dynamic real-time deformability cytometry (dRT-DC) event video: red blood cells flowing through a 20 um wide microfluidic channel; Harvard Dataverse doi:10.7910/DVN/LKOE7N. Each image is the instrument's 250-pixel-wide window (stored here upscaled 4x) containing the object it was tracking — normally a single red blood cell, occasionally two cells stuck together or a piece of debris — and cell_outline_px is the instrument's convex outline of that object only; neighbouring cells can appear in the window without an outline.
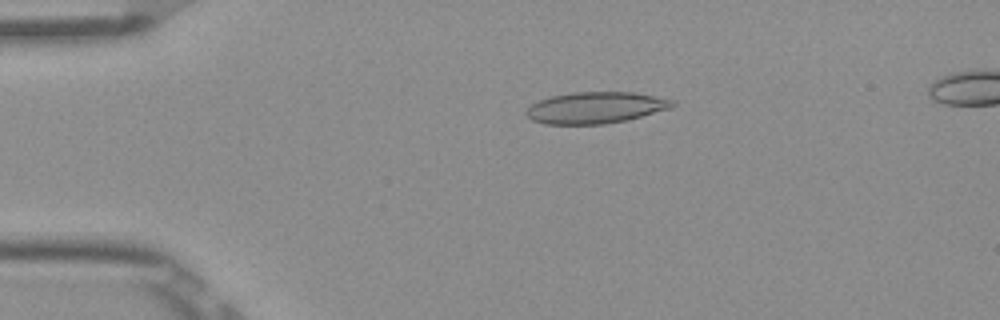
{"species": "Egyptian fruit bat (a non-hibernating species)", "species_latin": "Rousettus aegyptiacus", "temperature_condition": "room temperature", "stored_images_in_passage": 53, "segment_of_instrument_passage": [1, 2], "camera_frame_rate_fps": 3000, "um_per_image_px": 0.085, "frame": {"image": 1, "passage_image": 11, "time_ms": 3.333, "image_size_px": [1000, 320], "cell_outline_px": [[676, 104], [672, 108], [628, 120], [604, 124], [544, 124], [532, 120], [524, 112], [532, 104], [540, 100], [552, 96], [572, 92], [632, 92], [676, 100]], "centroid_in_image_um": [50.66, 9.15], "position_along_channel_um": 34.3, "area_um2": 26.88}}
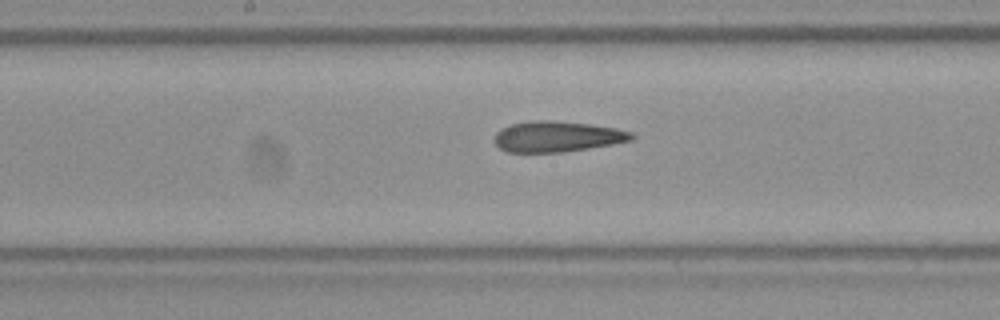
{"frame": {"image": 2, "passage_image": 27, "time_ms": 8.667, "image_size_px": [1000, 320], "cell_outline_px": [[636, 136], [632, 140], [612, 144], [564, 152], [508, 152], [500, 148], [496, 144], [496, 132], [500, 128], [508, 124], [528, 120], [552, 120], [588, 124], [616, 128], [632, 132]], "centroid_in_image_um": [47.34, 11.59], "position_along_channel_um": 200.9, "area_um2": 24.62}}
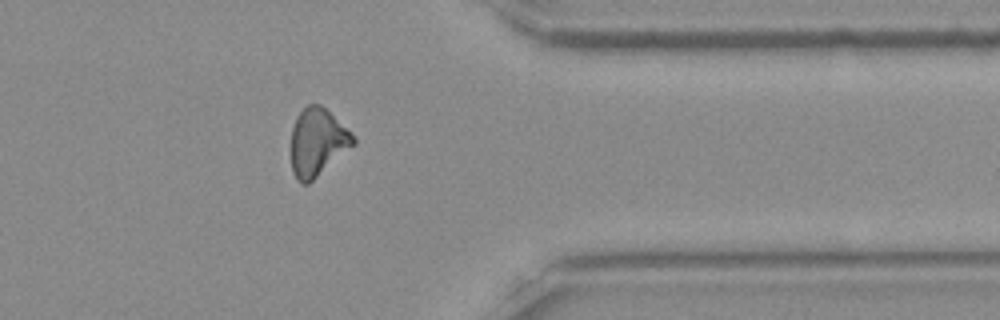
{"frame": {"image": 3, "passage_image": 42, "time_ms": 13.667, "image_size_px": [1000, 320], "cell_outline_px": [[356, 144], [308, 184], [300, 184], [296, 180], [292, 172], [292, 128], [296, 116], [308, 104], [320, 104], [352, 132], [356, 140]], "centroid_in_image_um": [26.99, 12.1], "position_along_channel_um": 384.4, "area_um2": 24.57}}